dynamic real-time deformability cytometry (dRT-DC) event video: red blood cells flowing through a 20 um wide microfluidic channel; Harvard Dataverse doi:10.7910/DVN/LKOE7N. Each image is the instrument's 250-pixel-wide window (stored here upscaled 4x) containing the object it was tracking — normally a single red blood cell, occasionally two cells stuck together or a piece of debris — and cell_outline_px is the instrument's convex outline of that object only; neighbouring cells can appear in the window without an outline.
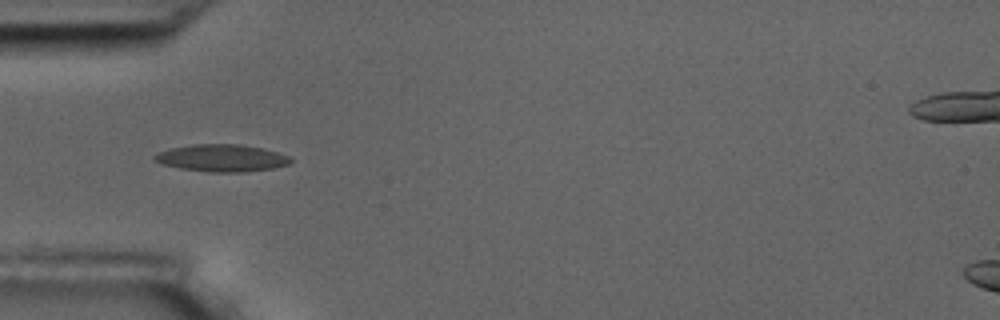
{"species": "common noctule bat (a hibernating species)", "species_latin": "Nyctalus noctula", "temperature_condition": "room temperature", "stored_images_in_passage": 5, "camera_frame_rate_fps": 3000, "um_per_image_px": 0.085, "animal": {"sex": "male", "body_mass_g": 17.5, "forearm_length_mm": 52.3}, "frame": {"image": 1, "passage_image": 5, "time_ms": 4.667, "image_size_px": [1000, 320], "cell_outline_px": [[292, 160], [288, 164], [272, 168], [248, 172], [208, 172], [180, 168], [160, 164], [152, 156], [168, 148], [192, 144], [240, 144], [264, 148], [288, 156]], "centroid_in_image_um": [18.82, 13.43], "position_along_channel_um": 66.2, "area_um2": 21.62}}